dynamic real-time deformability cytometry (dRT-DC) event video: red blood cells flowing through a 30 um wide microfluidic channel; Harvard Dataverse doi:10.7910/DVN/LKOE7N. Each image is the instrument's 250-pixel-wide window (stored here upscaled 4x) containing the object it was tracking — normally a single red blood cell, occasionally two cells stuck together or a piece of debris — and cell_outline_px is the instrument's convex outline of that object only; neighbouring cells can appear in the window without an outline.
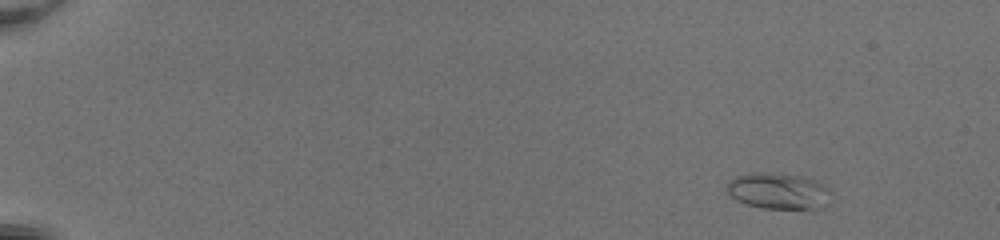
{"species": "common noctule bat (a hibernating species)", "species_latin": "Nyctalus noctula", "temperature_condition": "room temperature", "stored_images_in_passage": 50, "camera_frame_rate_fps": 3000, "um_per_image_px": 0.085, "animal": {"sex": "female", "body_mass_g": 20.0, "forearm_length_mm": 54.0}, "frame": {"image": 1, "passage_image": 4, "time_ms": 1.0, "image_size_px": [1000, 240], "cell_outline_px": [[832, 192], [828, 204], [824, 208], [760, 208], [736, 200], [728, 192], [728, 180], [736, 176], [752, 172], [768, 172], [800, 176], [816, 180], [824, 184]], "centroid_in_image_um": [66.2, 16.23], "position_along_channel_um": 18.8, "area_um2": 22.08}}
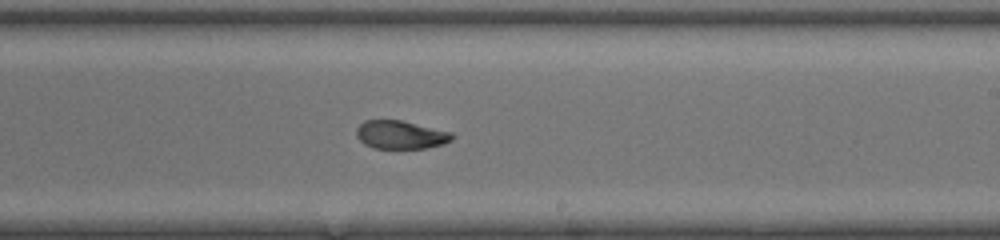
{"frame": {"image": 2, "passage_image": 32, "time_ms": 10.333, "image_size_px": [1000, 240], "cell_outline_px": [[456, 136], [452, 140], [444, 144], [424, 148], [372, 148], [364, 144], [356, 136], [356, 128], [364, 120], [400, 120], [452, 132]], "centroid_in_image_um": [34.06, 11.45], "position_along_channel_um": 254.9, "area_um2": 15.84}}
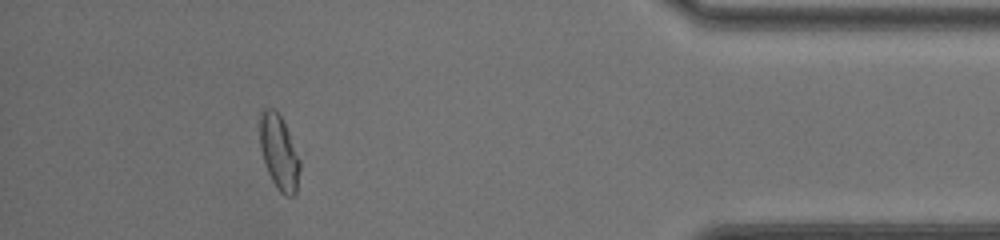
{"frame": {"image": 3, "passage_image": 46, "time_ms": 15.0, "image_size_px": [1000, 240], "cell_outline_px": [[300, 168], [296, 192], [292, 196], [284, 196], [280, 192], [272, 180], [264, 164], [260, 148], [260, 108], [272, 108], [280, 116], [288, 132], [300, 160]], "centroid_in_image_um": [23.7, 12.96], "position_along_channel_um": 411.5, "area_um2": 17.28}, "authors_computed_cell_mechanics": {"area_um2": 16.8198, "velocity_mm_per_s": 4.1832, "shape_relaxation_time_tau1_ms": null, "shape_relaxation_time_tau2_ms": 1.4825, "deformation_change_tau1": null, "deformation_change_tau2": 0.0552}}